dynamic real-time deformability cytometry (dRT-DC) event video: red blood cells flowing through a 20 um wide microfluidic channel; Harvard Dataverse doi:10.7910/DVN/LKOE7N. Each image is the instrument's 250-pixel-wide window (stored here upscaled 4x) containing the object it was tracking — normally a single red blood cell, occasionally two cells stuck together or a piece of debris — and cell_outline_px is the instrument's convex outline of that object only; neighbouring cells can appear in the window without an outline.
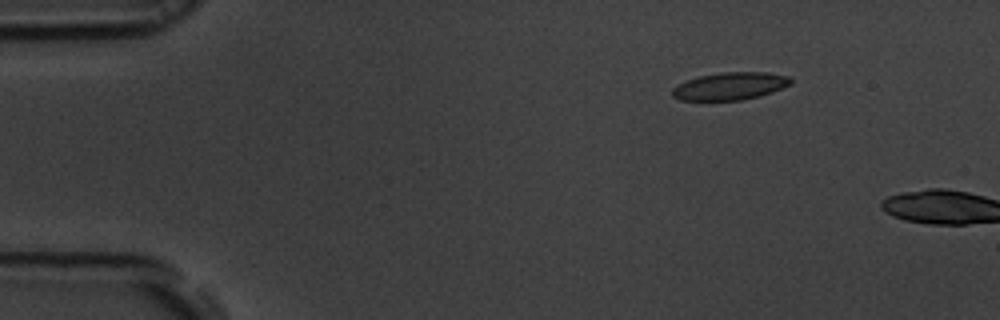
{"species": "common noctule bat (a hibernating species)", "species_latin": "Nyctalus noctula", "temperature_condition": "room temperature", "stored_images_in_passage": 3, "camera_frame_rate_fps": 3000, "um_per_image_px": 0.085, "animal": {"sex": "male", "body_mass_g": 19.5, "forearm_length_mm": 54.6}, "frame": {"image": 1, "passage_image": 1, "time_ms": 0.0, "image_size_px": [1000, 320], "cell_outline_px": [[792, 84], [772, 92], [760, 96], [740, 100], [680, 100], [672, 96], [672, 88], [688, 80], [700, 76], [724, 72], [768, 72], [788, 76], [792, 80]], "centroid_in_image_um": [62.09, 7.32], "position_along_channel_um": 22.9, "area_um2": 18.9}}